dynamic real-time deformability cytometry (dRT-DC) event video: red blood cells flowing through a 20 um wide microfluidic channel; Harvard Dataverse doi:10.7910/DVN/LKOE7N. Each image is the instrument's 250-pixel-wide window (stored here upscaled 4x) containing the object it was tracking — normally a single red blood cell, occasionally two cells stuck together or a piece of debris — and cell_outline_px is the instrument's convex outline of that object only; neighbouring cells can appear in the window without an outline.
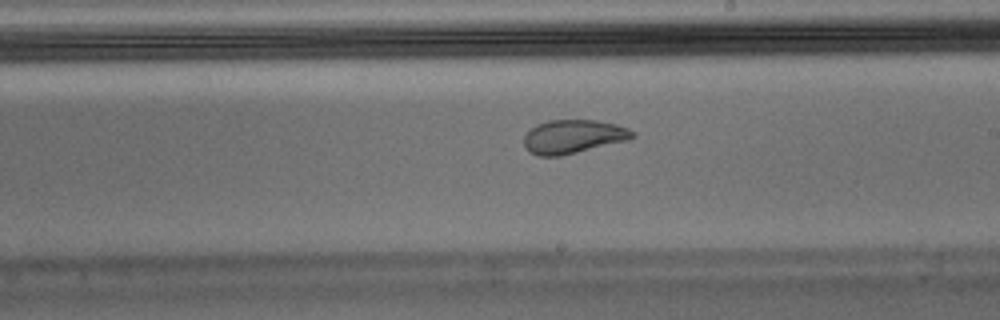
{"species": "Egyptian fruit bat (a non-hibernating species)", "species_latin": "Rousettus aegyptiacus", "temperature_condition": "warm", "stored_images_in_passage": 41, "camera_frame_rate_fps": 3000, "um_per_image_px": 0.085, "animal": {"sex": "male"}, "frame": {"image": 1, "passage_image": 18, "time_ms": 5.667, "image_size_px": [1000, 320], "cell_outline_px": [[636, 136], [628, 140], [560, 156], [536, 156], [528, 152], [524, 144], [524, 136], [536, 124], [548, 120], [596, 120], [616, 124], [628, 128], [636, 132]], "centroid_in_image_um": [48.72, 11.61], "position_along_channel_um": 240.3, "area_um2": 21.39}, "authors_computed_cell_mechanics": {"area_um2": 22.7732, "velocity_mm_per_s": 3.7073, "shape_relaxation_time_tau1_ms": null, "shape_relaxation_time_tau2_ms": 0.986, "deformation_change_tau1": null, "deformation_change_tau2": 0.0518}}